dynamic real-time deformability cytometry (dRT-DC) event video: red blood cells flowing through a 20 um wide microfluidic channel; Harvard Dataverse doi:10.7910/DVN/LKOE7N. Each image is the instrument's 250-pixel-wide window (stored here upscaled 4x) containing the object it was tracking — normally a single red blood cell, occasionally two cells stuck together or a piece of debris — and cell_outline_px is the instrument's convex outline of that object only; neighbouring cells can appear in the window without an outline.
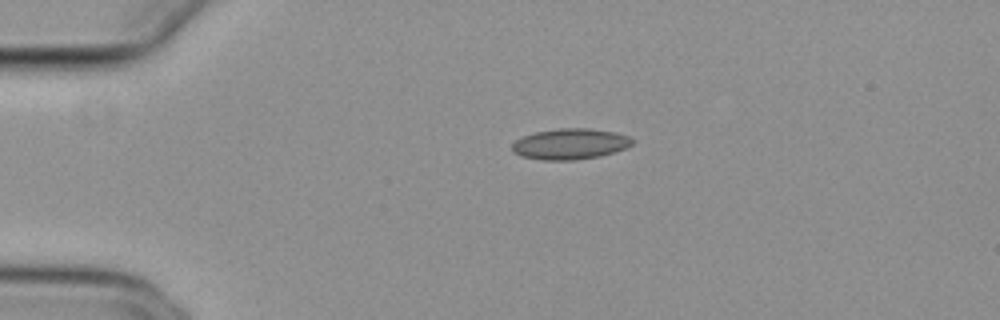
{"species": "common noctule bat (a hibernating species)", "species_latin": "Nyctalus noctula", "temperature_condition": "cold", "stored_images_in_passage": 43, "camera_frame_rate_fps": 3000, "um_per_image_px": 0.085, "animal": {"sex": "female", "body_mass_g": 29.2, "forearm_length_mm": 56.3}, "frame": {"image": 1, "passage_image": 1, "time_ms": 0.0, "image_size_px": [1000, 320], "cell_outline_px": [[632, 144], [628, 148], [600, 156], [576, 160], [540, 160], [520, 156], [512, 152], [512, 144], [516, 140], [524, 136], [536, 132], [560, 128], [588, 128], [616, 132], [628, 136], [632, 140]], "centroid_in_image_um": [48.46, 12.24], "position_along_channel_um": 36.5, "area_um2": 21.68}}
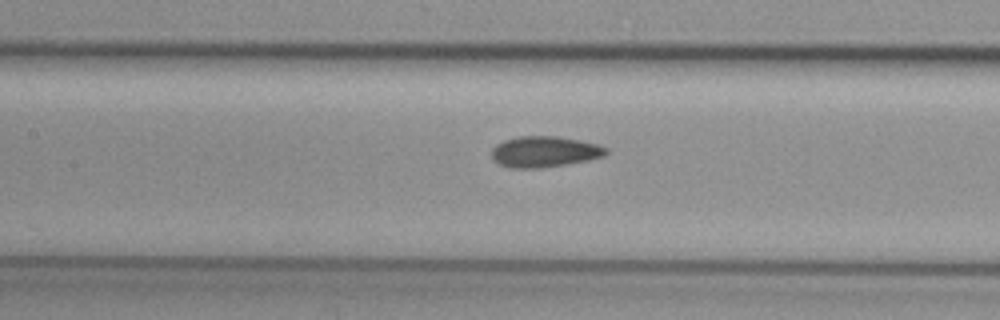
{"frame": {"image": 2, "passage_image": 14, "time_ms": 4.333, "image_size_px": [1000, 320], "cell_outline_px": [[608, 152], [604, 156], [588, 160], [568, 164], [540, 168], [508, 168], [492, 160], [492, 148], [496, 144], [504, 140], [520, 136], [556, 136], [580, 140], [596, 144], [608, 148]], "centroid_in_image_um": [46.27, 12.9], "position_along_channel_um": 161.1, "area_um2": 20.75}}
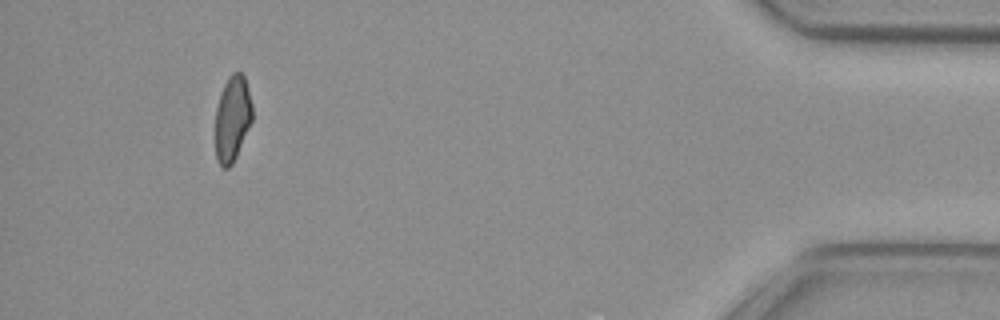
{"frame": {"image": 3, "passage_image": 39, "time_ms": 12.667, "image_size_px": [1000, 320], "cell_outline_px": [[252, 120], [236, 156], [232, 164], [228, 168], [224, 168], [216, 160], [216, 108], [224, 84], [228, 76], [232, 72], [240, 72], [244, 76], [252, 104]], "centroid_in_image_um": [19.75, 10.07], "position_along_channel_um": 415.5, "area_um2": 18.21}, "authors_computed_cell_mechanics": {"area_um2": 19.9988, "velocity_mm_per_s": 3.8461, "shape_relaxation_time_tau1_ms": null, "shape_relaxation_time_tau2_ms": 2.9551, "deformation_change_tau1": null, "deformation_change_tau2": 0.0757}}